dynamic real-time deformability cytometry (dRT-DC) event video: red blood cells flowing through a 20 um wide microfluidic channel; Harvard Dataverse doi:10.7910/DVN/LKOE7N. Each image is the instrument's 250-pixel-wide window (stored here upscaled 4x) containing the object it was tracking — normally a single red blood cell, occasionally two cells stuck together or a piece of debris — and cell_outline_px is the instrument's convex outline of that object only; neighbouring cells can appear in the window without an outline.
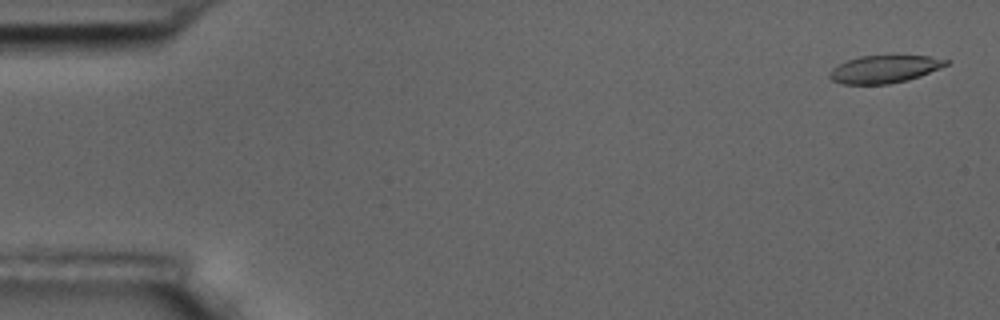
{"species": "common noctule bat (a hibernating species)", "species_latin": "Nyctalus noctula", "temperature_condition": "room temperature", "stored_images_in_passage": 56, "camera_frame_rate_fps": 3000, "um_per_image_px": 0.085, "animal": {"sex": "male", "body_mass_g": 17.5, "forearm_length_mm": 52.3}, "frame": {"image": 1, "passage_image": 2, "time_ms": 0.333, "image_size_px": [1000, 320], "cell_outline_px": [[948, 64], [940, 68], [920, 76], [908, 80], [888, 84], [844, 84], [832, 80], [828, 76], [828, 72], [832, 68], [848, 60], [860, 56], [892, 52], [928, 56], [948, 60]], "centroid_in_image_um": [75.19, 5.82], "position_along_channel_um": 9.8, "area_um2": 19.54}}
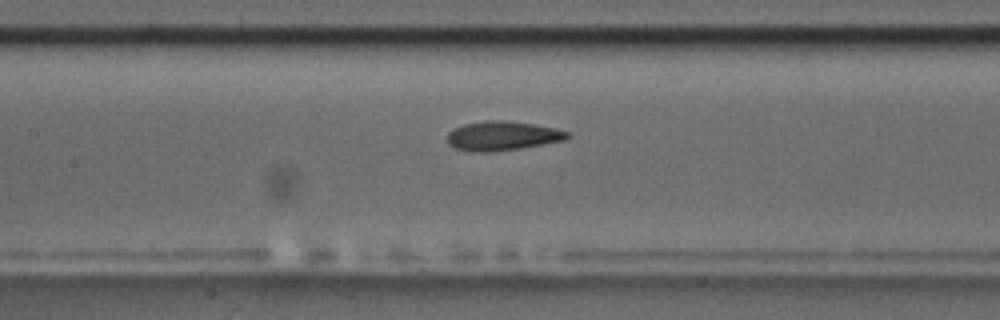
{"frame": {"image": 2, "passage_image": 26, "time_ms": 8.333, "image_size_px": [1000, 320], "cell_outline_px": [[572, 136], [564, 140], [544, 144], [520, 148], [488, 152], [472, 152], [456, 148], [448, 144], [448, 132], [452, 128], [464, 124], [484, 120], [508, 120], [556, 128], [572, 132]], "centroid_in_image_um": [42.72, 11.54], "position_along_channel_um": 164.7, "area_um2": 20.69}}
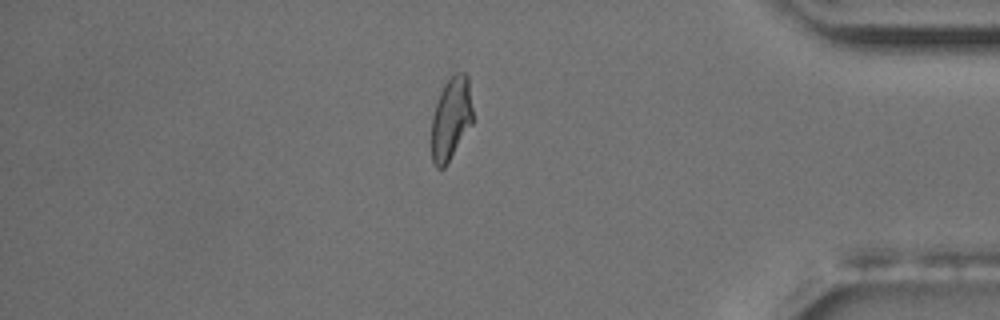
{"frame": {"image": 3, "passage_image": 48, "time_ms": 15.667, "image_size_px": [1000, 320], "cell_outline_px": [[472, 124], [444, 168], [436, 168], [432, 160], [432, 116], [440, 92], [448, 72], [464, 72], [468, 76], [472, 108]], "centroid_in_image_um": [38.33, 10.0], "position_along_channel_um": 396.9, "area_um2": 20.11}, "authors_computed_cell_mechanics": {"area_um2": 20.2011, "velocity_mm_per_s": 3.6028, "shape_relaxation_time_tau1_ms": 3.927, "shape_relaxation_time_tau2_ms": 1.4077, "deformation_change_tau1": 0.1541, "deformation_change_tau2": 0.0816}}